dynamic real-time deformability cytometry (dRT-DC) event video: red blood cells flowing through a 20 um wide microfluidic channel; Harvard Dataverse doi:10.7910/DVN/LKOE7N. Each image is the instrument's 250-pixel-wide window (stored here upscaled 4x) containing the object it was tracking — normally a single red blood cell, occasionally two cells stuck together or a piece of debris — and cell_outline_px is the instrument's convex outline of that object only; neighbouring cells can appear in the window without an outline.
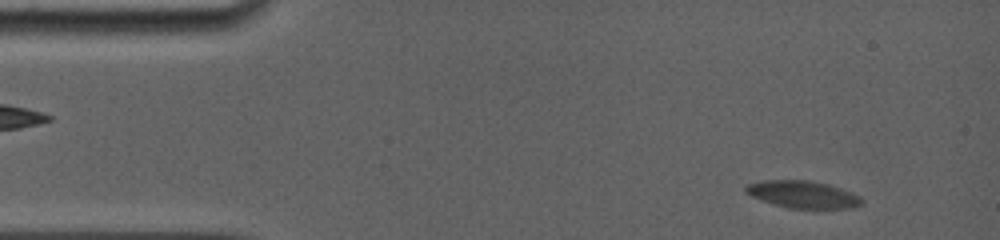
{"species": "common noctule bat (a hibernating species)", "species_latin": "Nyctalus noctula", "temperature_condition": "room temperature", "stored_images_in_passage": 12, "camera_frame_rate_fps": 5000, "um_per_image_px": 0.085, "animal": {"sex": "female", "body_mass_g": 19.0, "forearm_length_mm": 56.7}, "frame": {"image": 1, "passage_image": 2, "time_ms": 0.4, "image_size_px": [1000, 240], "cell_outline_px": [[864, 204], [852, 208], [788, 208], [752, 196], [744, 192], [744, 188], [748, 184], [764, 180], [808, 180], [828, 184], [852, 192], [860, 196], [864, 200]], "centroid_in_image_um": [68.29, 16.52], "position_along_channel_um": 16.7, "area_um2": 18.32}}
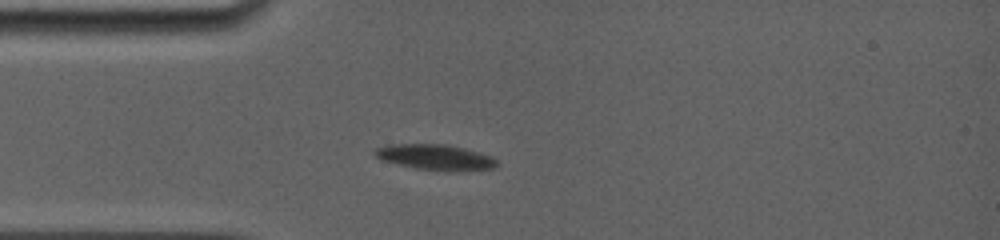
{"frame": {"image": 2, "passage_image": 8, "time_ms": 3.6, "image_size_px": [1000, 240], "cell_outline_px": [[500, 164], [496, 168], [460, 172], [456, 172], [416, 168], [384, 160], [376, 156], [372, 152], [376, 148], [392, 144], [444, 144], [464, 148], [480, 152], [492, 156]], "centroid_in_image_um": [37.1, 13.37], "position_along_channel_um": 47.9, "area_um2": 18.26}}
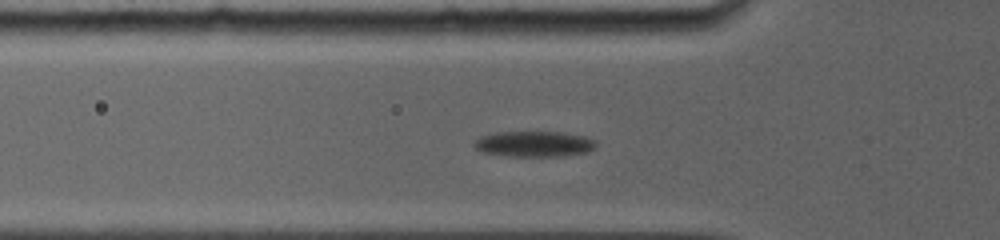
{"frame": {"image": 3, "passage_image": 11, "time_ms": 4.8, "image_size_px": [1000, 240], "cell_outline_px": [[596, 144], [588, 152], [560, 156], [508, 156], [484, 152], [476, 148], [472, 144], [480, 136], [496, 132], [560, 132], [580, 136], [596, 140]], "centroid_in_image_um": [45.36, 12.23], "position_along_channel_um": 80.4, "area_um2": 17.98}}